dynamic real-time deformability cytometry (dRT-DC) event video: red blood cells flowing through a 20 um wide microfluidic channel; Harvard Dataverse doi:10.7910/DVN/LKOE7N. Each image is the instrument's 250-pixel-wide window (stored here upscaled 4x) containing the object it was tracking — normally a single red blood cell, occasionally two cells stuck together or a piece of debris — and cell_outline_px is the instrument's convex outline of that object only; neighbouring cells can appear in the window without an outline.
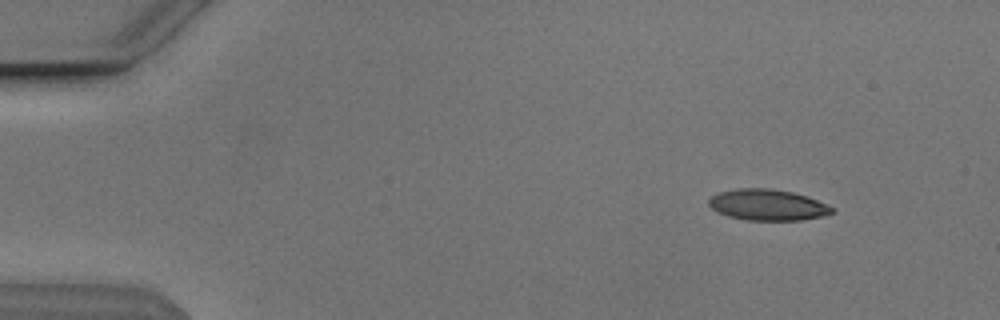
{"species": "Egyptian fruit bat (a non-hibernating species)", "species_latin": "Rousettus aegyptiacus", "temperature_condition": "cold", "stored_images_in_passage": 48, "camera_frame_rate_fps": 3000, "um_per_image_px": 0.085, "animal": {"sex": "male"}, "frame": {"image": 1, "passage_image": 1, "time_ms": 0.0, "image_size_px": [1000, 320], "cell_outline_px": [[832, 212], [824, 216], [800, 220], [744, 220], [728, 216], [712, 208], [708, 204], [708, 200], [712, 196], [720, 192], [736, 188], [768, 188], [792, 192], [816, 200], [832, 208]], "centroid_in_image_um": [65.2, 17.42], "position_along_channel_um": 19.8, "area_um2": 21.96}}
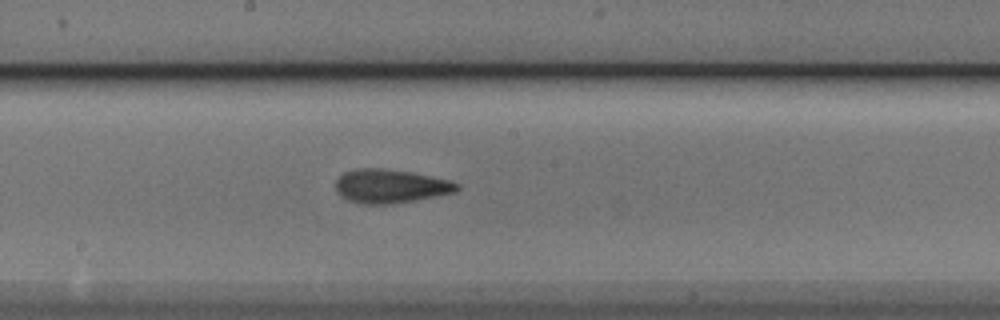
{"frame": {"image": 2, "passage_image": 24, "time_ms": 7.667, "image_size_px": [1000, 320], "cell_outline_px": [[460, 188], [456, 192], [416, 200], [392, 204], [360, 204], [348, 200], [336, 192], [336, 180], [344, 172], [356, 168], [384, 168], [412, 172], [452, 180], [460, 184]], "centroid_in_image_um": [33.21, 15.82], "position_along_channel_um": 215.0, "area_um2": 24.16}}
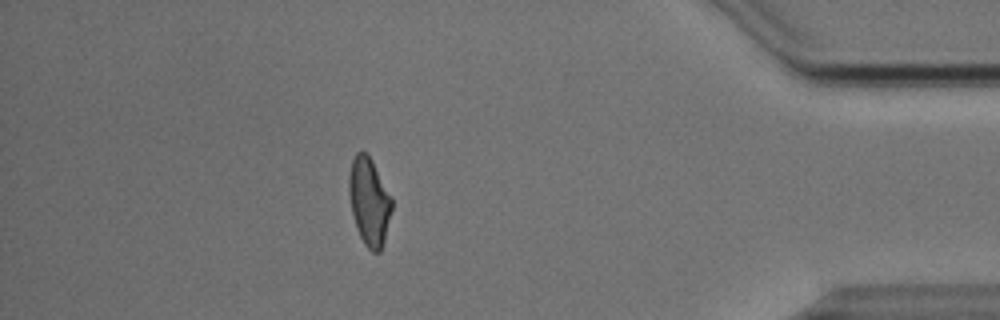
{"frame": {"image": 3, "passage_image": 42, "time_ms": 13.667, "image_size_px": [1000, 320], "cell_outline_px": [[392, 208], [384, 240], [380, 252], [372, 252], [364, 244], [356, 228], [352, 212], [348, 192], [348, 176], [352, 160], [356, 152], [368, 152], [392, 200]], "centroid_in_image_um": [31.35, 17.12], "position_along_channel_um": 403.8, "area_um2": 21.73}, "authors_computed_cell_mechanics": {"area_um2": 23.0333, "velocity_mm_per_s": 3.8477, "shape_relaxation_time_tau1_ms": 4.2374, "shape_relaxation_time_tau2_ms": 2.5863, "deformation_change_tau1": 0.1542, "deformation_change_tau2": 0.0961}}